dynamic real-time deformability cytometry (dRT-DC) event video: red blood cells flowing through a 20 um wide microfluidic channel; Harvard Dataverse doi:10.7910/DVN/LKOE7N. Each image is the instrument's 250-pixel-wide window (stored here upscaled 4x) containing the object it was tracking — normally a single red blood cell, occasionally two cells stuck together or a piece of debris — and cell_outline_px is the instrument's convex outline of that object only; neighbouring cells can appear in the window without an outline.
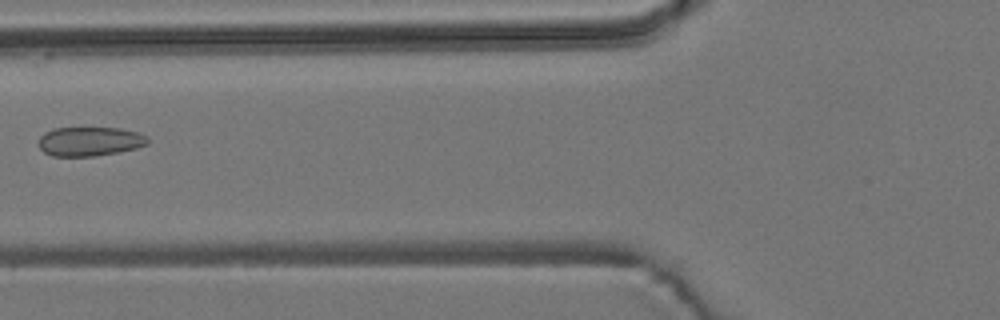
{"species": "common noctule bat (a hibernating species)", "species_latin": "Nyctalus noctula", "temperature_condition": "room temperature", "stored_images_in_passage": 8, "camera_frame_rate_fps": 3000, "um_per_image_px": 0.085, "animal": {"sex": "male", "body_mass_g": 19.2, "forearm_length_mm": 51.8}, "frame": {"image": 1, "passage_image": 7, "time_ms": 2.0, "image_size_px": [1000, 320], "cell_outline_px": [[148, 144], [136, 148], [120, 152], [96, 156], [52, 156], [44, 152], [40, 148], [40, 136], [44, 132], [56, 128], [120, 128], [140, 132], [148, 136]], "centroid_in_image_um": [7.67, 12.02], "position_along_channel_um": 118.1, "area_um2": 18.67}}
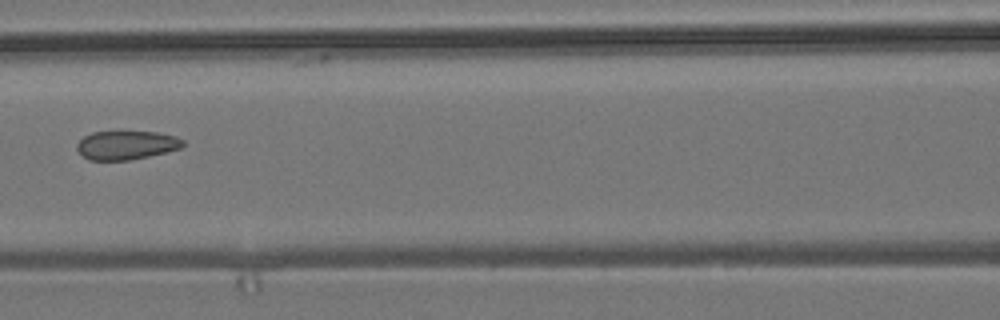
{"frame": {"image": 2, "passage_image": 8, "time_ms": 2.333, "image_size_px": [1000, 320], "cell_outline_px": [[184, 144], [180, 148], [148, 156], [128, 160], [88, 160], [76, 148], [76, 144], [84, 136], [92, 132], [124, 128], [156, 132], [176, 136], [184, 140]], "centroid_in_image_um": [10.72, 12.27], "position_along_channel_um": 155.9, "area_um2": 18.5}}